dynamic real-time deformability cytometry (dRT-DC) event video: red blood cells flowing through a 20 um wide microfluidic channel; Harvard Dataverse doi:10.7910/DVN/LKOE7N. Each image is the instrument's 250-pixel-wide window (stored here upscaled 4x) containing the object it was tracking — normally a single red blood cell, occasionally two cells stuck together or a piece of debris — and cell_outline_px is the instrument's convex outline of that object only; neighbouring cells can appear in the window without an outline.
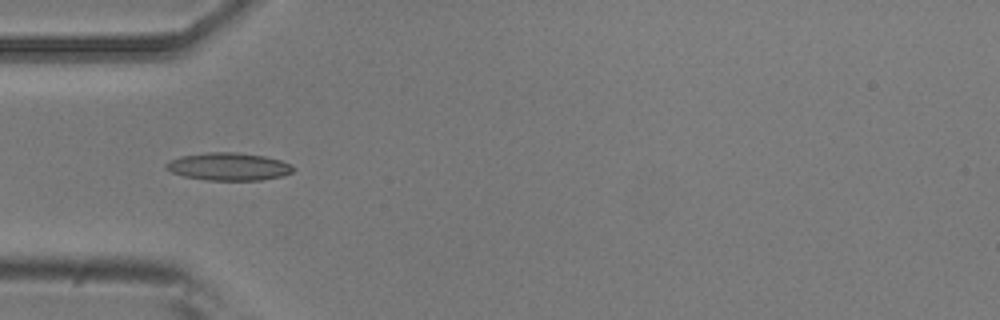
{"species": "common noctule bat (a hibernating species)", "species_latin": "Nyctalus noctula", "temperature_condition": "room temperature", "stored_images_in_passage": 8, "camera_frame_rate_fps": 3000, "um_per_image_px": 0.085, "animal": {"sex": "male", "body_mass_g": 20.5, "forearm_length_mm": 52.5}, "frame": {"image": 1, "passage_image": 6, "time_ms": 1.667, "image_size_px": [1000, 320], "cell_outline_px": [[296, 168], [292, 172], [280, 176], [260, 180], [208, 180], [184, 176], [172, 172], [164, 168], [164, 164], [180, 156], [208, 152], [236, 152], [264, 156], [280, 160]], "centroid_in_image_um": [19.41, 14.15], "position_along_channel_um": 65.6, "area_um2": 20.35}}
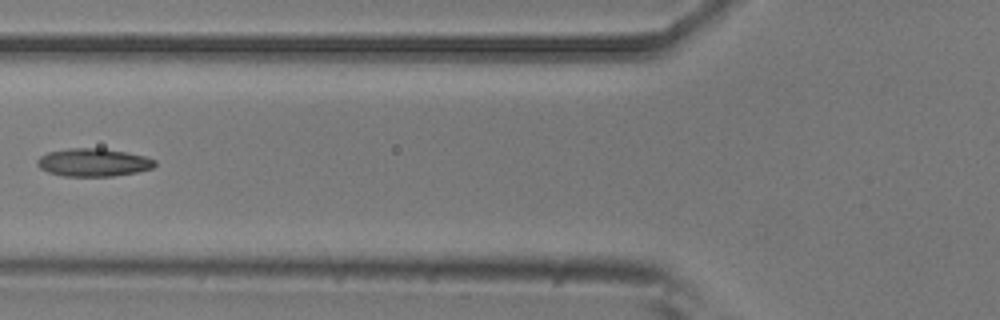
{"frame": {"image": 2, "passage_image": 7, "time_ms": 2.0, "image_size_px": [1000, 320], "cell_outline_px": [[156, 164], [152, 168], [136, 172], [112, 176], [64, 176], [48, 172], [40, 168], [36, 164], [36, 160], [40, 156], [48, 152], [68, 148], [104, 148], [144, 156], [156, 160]], "centroid_in_image_um": [7.91, 13.8], "position_along_channel_um": 117.9, "area_um2": 19.13}}
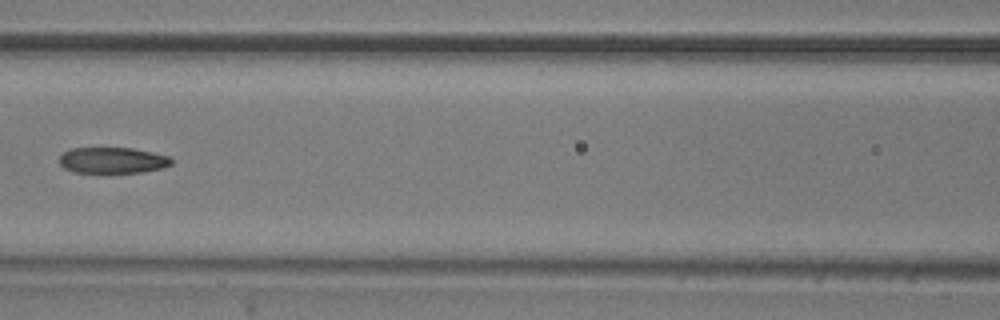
{"frame": {"image": 3, "passage_image": 8, "time_ms": 2.333, "image_size_px": [1000, 320], "cell_outline_px": [[172, 164], [160, 168], [140, 172], [76, 172], [64, 168], [60, 164], [60, 156], [64, 152], [72, 148], [132, 148], [152, 152], [168, 156], [172, 160]], "centroid_in_image_um": [9.56, 13.61], "position_along_channel_um": 157.0, "area_um2": 16.7}}